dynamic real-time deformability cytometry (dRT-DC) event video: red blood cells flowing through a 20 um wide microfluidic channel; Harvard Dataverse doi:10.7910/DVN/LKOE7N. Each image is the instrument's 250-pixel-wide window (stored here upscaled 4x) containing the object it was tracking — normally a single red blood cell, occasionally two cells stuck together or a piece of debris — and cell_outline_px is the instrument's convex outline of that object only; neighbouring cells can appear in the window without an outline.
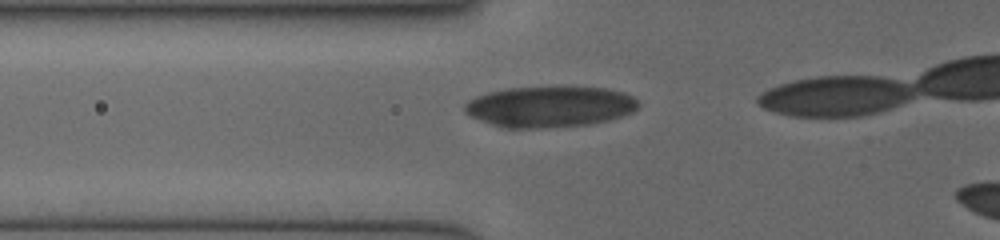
{"species": "human", "species_latin": "Homo sapiens", "temperature_condition": "cold", "stored_images_in_passage": 5, "segment_of_instrument_passage": [1, 2], "camera_frame_rate_fps": 3000, "um_per_image_px": 0.085, "donor": {"sex": "female"}, "frame": {"image": 1, "passage_image": 2, "time_ms": 0.667, "image_size_px": [1000, 240], "cell_outline_px": [[640, 104], [632, 112], [608, 120], [592, 124], [540, 128], [504, 128], [492, 124], [472, 116], [464, 108], [464, 104], [468, 100], [476, 96], [488, 92], [508, 88], [556, 84], [564, 84], [608, 88], [632, 96]], "centroid_in_image_um": [46.75, 9.02], "position_along_channel_um": 79.1, "area_um2": 42.31}}
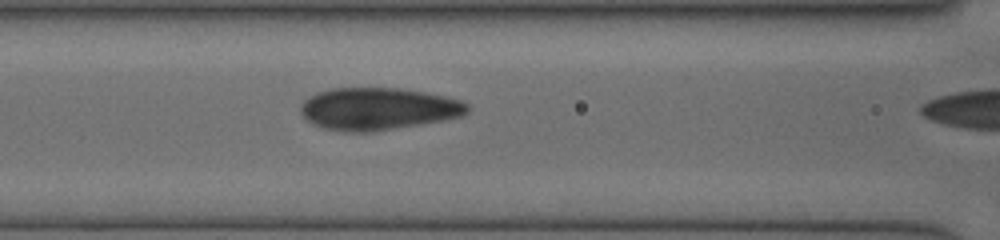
{"frame": {"image": 2, "passage_image": 4, "time_ms": 2.0, "image_size_px": [1000, 240], "cell_outline_px": [[468, 112], [464, 116], [372, 132], [348, 132], [324, 128], [312, 124], [300, 112], [300, 104], [308, 96], [316, 92], [332, 88], [400, 88], [424, 92], [444, 96], [460, 100], [468, 104]], "centroid_in_image_um": [32.1, 9.24], "position_along_channel_um": 134.5, "area_um2": 41.04}}